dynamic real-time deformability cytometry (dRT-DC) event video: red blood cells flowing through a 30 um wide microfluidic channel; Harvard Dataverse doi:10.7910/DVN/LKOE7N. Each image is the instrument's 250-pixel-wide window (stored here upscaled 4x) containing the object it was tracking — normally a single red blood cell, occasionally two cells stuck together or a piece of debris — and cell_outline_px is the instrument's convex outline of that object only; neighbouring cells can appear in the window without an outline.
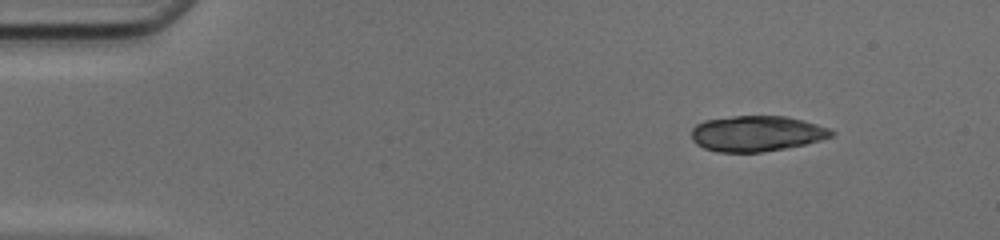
{"species": "common noctule bat (a hibernating species)", "species_latin": "Nyctalus noctula", "temperature_condition": "cold", "stored_images_in_passage": 13, "camera_frame_rate_fps": 3000, "um_per_image_px": 0.085, "animal": {"sex": "female", "body_mass_g": 17.0, "forearm_length_mm": 48.0}, "frame": {"image": 1, "passage_image": 1, "time_ms": 0.0, "image_size_px": [1000, 240], "cell_outline_px": [[836, 132], [832, 136], [820, 140], [804, 144], [784, 148], [760, 152], [716, 152], [704, 148], [696, 144], [692, 140], [692, 128], [696, 124], [704, 120], [732, 116], [788, 116], [804, 120], [828, 128]], "centroid_in_image_um": [64.29, 11.34], "position_along_channel_um": 20.7, "area_um2": 29.07}}